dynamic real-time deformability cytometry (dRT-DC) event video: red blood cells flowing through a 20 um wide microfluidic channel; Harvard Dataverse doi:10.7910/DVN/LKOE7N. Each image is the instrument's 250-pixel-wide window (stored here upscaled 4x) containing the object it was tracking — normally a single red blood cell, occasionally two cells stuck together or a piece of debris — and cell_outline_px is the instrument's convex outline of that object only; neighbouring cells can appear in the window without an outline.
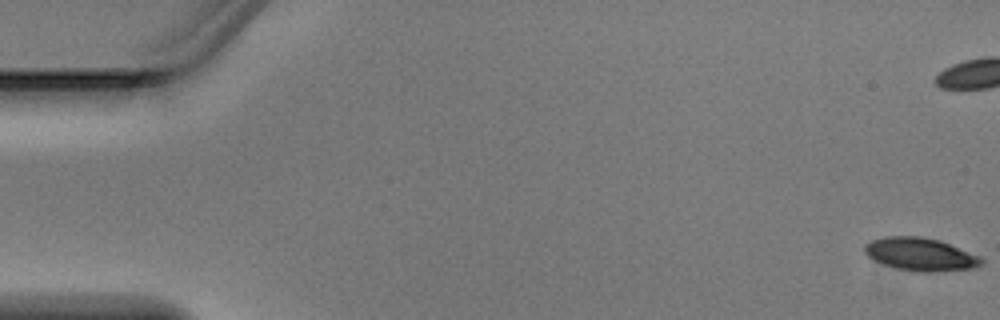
{"species": "Egyptian fruit bat (a non-hibernating species)", "species_latin": "Rousettus aegyptiacus", "temperature_condition": "warm", "stored_images_in_passage": 6, "camera_frame_rate_fps": 3000, "um_per_image_px": 0.085, "animal": {"sex": "male"}, "frame": {"image": 1, "passage_image": 1, "time_ms": 0.0, "image_size_px": [1000, 320], "cell_outline_px": [[984, 264], [976, 268], [932, 272], [920, 272], [900, 268], [884, 264], [872, 260], [864, 252], [864, 244], [872, 240], [884, 236], [920, 236], [940, 240], [980, 256], [984, 260]], "centroid_in_image_um": [78.26, 21.61], "position_along_channel_um": 6.7, "area_um2": 22.54}}
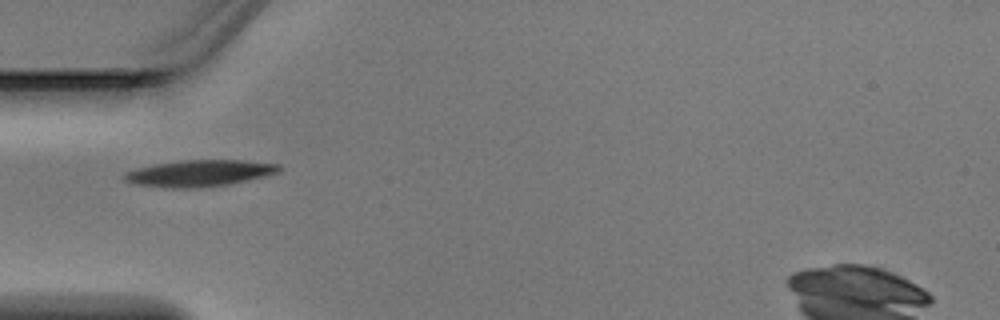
{"frame": {"image": 2, "passage_image": 6, "time_ms": 1.667, "image_size_px": [1000, 320], "cell_outline_px": [[280, 172], [264, 176], [228, 184], [200, 188], [172, 188], [136, 184], [124, 180], [124, 172], [136, 168], [156, 164], [180, 160], [244, 160], [280, 164]], "centroid_in_image_um": [16.95, 14.72], "position_along_channel_um": 68.0, "area_um2": 23.81}}